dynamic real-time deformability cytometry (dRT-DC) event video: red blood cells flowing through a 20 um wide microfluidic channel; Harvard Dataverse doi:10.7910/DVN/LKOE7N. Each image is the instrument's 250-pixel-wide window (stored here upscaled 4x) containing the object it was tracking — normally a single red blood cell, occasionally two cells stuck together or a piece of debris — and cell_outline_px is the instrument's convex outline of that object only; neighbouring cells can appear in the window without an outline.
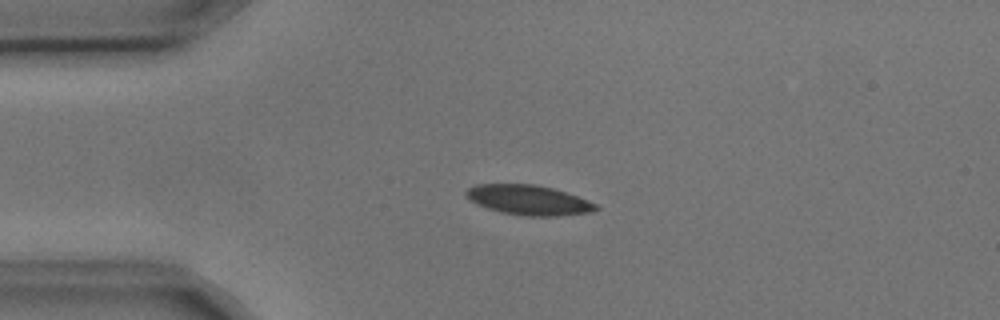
{"species": "common noctule bat (a hibernating species)", "species_latin": "Nyctalus noctula", "temperature_condition": "cold", "stored_images_in_passage": 2, "camera_frame_rate_fps": 3000, "um_per_image_px": 0.085, "animal": {"sex": "male", "body_mass_g": 17.9, "forearm_length_mm": 54.2}, "frame": {"image": 1, "passage_image": 1, "time_ms": 0.0, "image_size_px": [1000, 320], "cell_outline_px": [[600, 208], [592, 212], [556, 216], [528, 216], [500, 212], [476, 204], [464, 192], [468, 188], [476, 184], [536, 184], [552, 188], [588, 200], [596, 204]], "centroid_in_image_um": [44.94, 17.0], "position_along_channel_um": 40.1, "area_um2": 22.43}}